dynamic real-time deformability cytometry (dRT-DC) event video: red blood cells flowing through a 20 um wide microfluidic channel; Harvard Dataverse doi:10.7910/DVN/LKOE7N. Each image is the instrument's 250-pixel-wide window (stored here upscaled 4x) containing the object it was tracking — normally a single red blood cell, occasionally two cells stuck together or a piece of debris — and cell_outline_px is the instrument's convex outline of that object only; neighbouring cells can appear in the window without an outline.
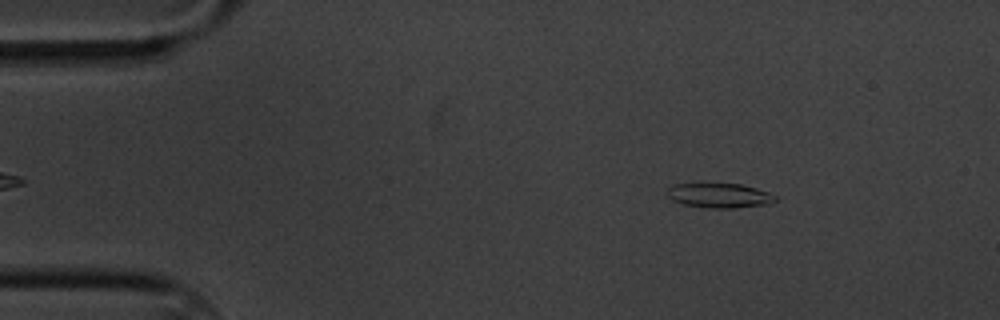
{"species": "common noctule bat (a hibernating species)", "species_latin": "Nyctalus noctula", "temperature_condition": "cold", "stored_images_in_passage": 55, "camera_frame_rate_fps": 3000, "um_per_image_px": 0.085, "animal": {"sex": "male", "body_mass_g": 20.1, "forearm_length_mm": 53.5}, "frame": {"image": 1, "passage_image": 5, "time_ms": 1.333, "image_size_px": [1000, 320], "cell_outline_px": [[776, 200], [768, 204], [736, 208], [708, 208], [684, 204], [672, 200], [668, 196], [668, 188], [676, 184], [740, 184], [756, 188], [768, 192], [776, 196]], "centroid_in_image_um": [61.17, 16.63], "position_along_channel_um": 23.8, "area_um2": 15.32}}
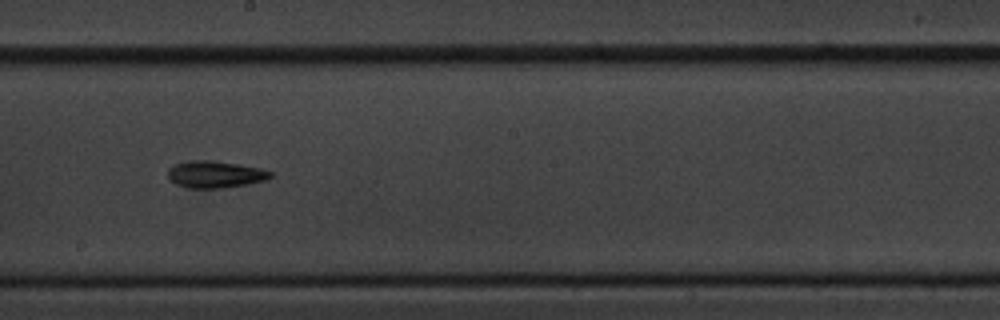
{"frame": {"image": 2, "passage_image": 29, "time_ms": 9.333, "image_size_px": [1000, 320], "cell_outline_px": [[272, 176], [264, 180], [248, 184], [224, 188], [192, 188], [176, 184], [168, 176], [168, 168], [176, 164], [192, 160], [208, 160], [240, 164], [260, 168], [272, 172]], "centroid_in_image_um": [18.3, 14.82], "position_along_channel_um": 229.9, "area_um2": 15.95}}
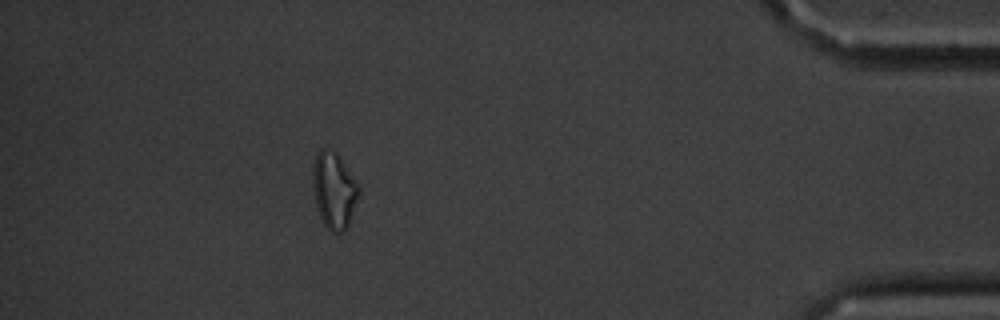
{"frame": {"image": 3, "passage_image": 49, "time_ms": 16.0, "image_size_px": [1000, 320], "cell_outline_px": [[360, 192], [348, 224], [340, 232], [332, 232], [324, 224], [320, 216], [316, 204], [312, 184], [312, 168], [316, 152], [320, 148], [324, 148], [332, 152], [340, 160], [360, 184]], "centroid_in_image_um": [28.37, 16.17], "position_along_channel_um": 406.8, "area_um2": 20.06}, "authors_computed_cell_mechanics": {"area_um2": 15.7216, "velocity_mm_per_s": 3.3989, "shape_relaxation_time_tau1_ms": 4.3053, "shape_relaxation_time_tau2_ms": null, "deformation_change_tau1": 0.0873, "deformation_change_tau2": null}}